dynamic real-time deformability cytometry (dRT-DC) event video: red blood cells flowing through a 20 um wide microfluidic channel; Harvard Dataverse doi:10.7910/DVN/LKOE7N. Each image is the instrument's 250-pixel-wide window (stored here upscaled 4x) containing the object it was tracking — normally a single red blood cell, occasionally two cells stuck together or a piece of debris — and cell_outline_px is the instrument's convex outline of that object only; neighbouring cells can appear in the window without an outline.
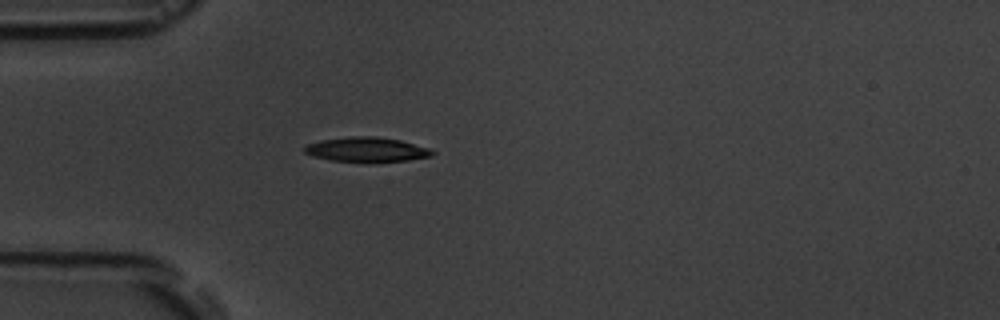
{"species": "common noctule bat (a hibernating species)", "species_latin": "Nyctalus noctula", "temperature_condition": "room temperature", "stored_images_in_passage": 1, "camera_frame_rate_fps": 3000, "um_per_image_px": 0.085, "animal": {"sex": "male", "body_mass_g": 19.5, "forearm_length_mm": 54.6}, "frame": {"image": 1, "passage_image": 1, "time_ms": 0.0, "image_size_px": [1000, 320], "cell_outline_px": [[436, 152], [432, 156], [408, 160], [332, 160], [312, 156], [304, 152], [304, 148], [308, 144], [320, 140], [348, 136], [376, 136], [400, 140], [428, 148]], "centroid_in_image_um": [31.15, 12.67], "position_along_channel_um": 53.8, "area_um2": 17.74}}